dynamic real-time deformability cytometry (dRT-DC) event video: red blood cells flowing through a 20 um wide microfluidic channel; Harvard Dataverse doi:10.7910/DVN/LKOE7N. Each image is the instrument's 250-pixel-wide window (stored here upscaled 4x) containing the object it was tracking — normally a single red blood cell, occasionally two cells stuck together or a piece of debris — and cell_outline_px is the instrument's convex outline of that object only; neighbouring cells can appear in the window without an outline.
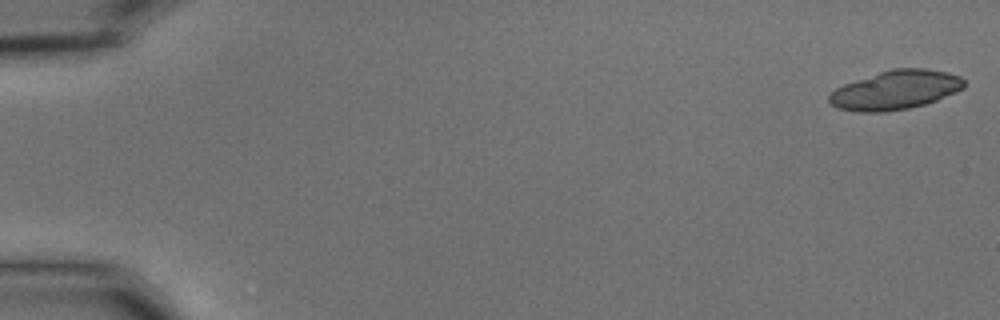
{"species": "common noctule bat (a hibernating species)", "species_latin": "Nyctalus noctula", "temperature_condition": "cold", "stored_images_in_passage": 23, "camera_frame_rate_fps": 3000, "um_per_image_px": 0.085, "animal": {"sex": "male", "body_mass_g": 15.6}, "frame": {"image": 1, "passage_image": 1, "time_ms": 0.0, "image_size_px": [1000, 320], "cell_outline_px": [[964, 88], [956, 92], [936, 100], [924, 104], [908, 108], [884, 112], [856, 112], [840, 108], [832, 104], [828, 100], [828, 96], [836, 88], [844, 84], [892, 68], [924, 68], [948, 72], [960, 76], [964, 80]], "centroid_in_image_um": [76.13, 7.65], "position_along_channel_um": 8.9, "area_um2": 30.52}}